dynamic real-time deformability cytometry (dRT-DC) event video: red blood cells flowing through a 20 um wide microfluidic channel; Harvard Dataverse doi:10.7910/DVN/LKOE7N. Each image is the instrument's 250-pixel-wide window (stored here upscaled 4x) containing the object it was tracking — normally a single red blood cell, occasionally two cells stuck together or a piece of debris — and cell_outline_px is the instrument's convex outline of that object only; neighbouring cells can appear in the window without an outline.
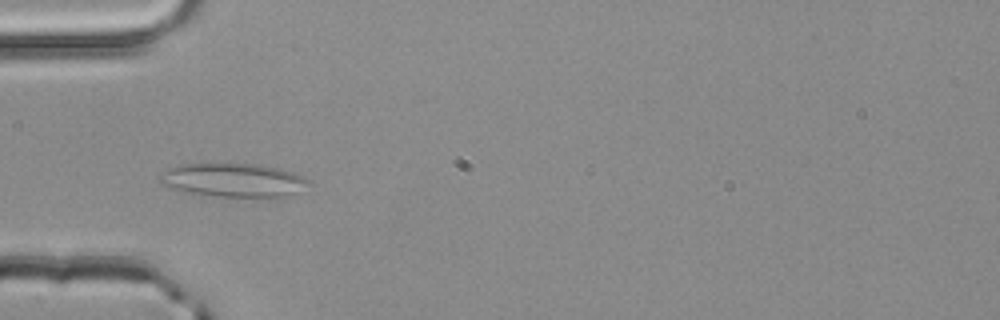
{"species": "common noctule bat (a hibernating species)", "species_latin": "Nyctalus noctula", "temperature_condition": "room temperature", "stored_images_in_passage": 52, "camera_frame_rate_fps": 3000, "um_per_image_px": 0.085, "animal": {"sex": "male", "body_mass_g": 20.4}, "frame": {"image": 1, "passage_image": 17, "time_ms": 5.333, "image_size_px": [1000, 320], "cell_outline_px": [[312, 180], [296, 192], [288, 196], [216, 196], [180, 192], [168, 188], [160, 184], [160, 176], [168, 168], [180, 164], [212, 160], [260, 164], [280, 168], [292, 172]], "centroid_in_image_um": [19.72, 15.25], "position_along_channel_um": 65.3, "area_um2": 30.23}}
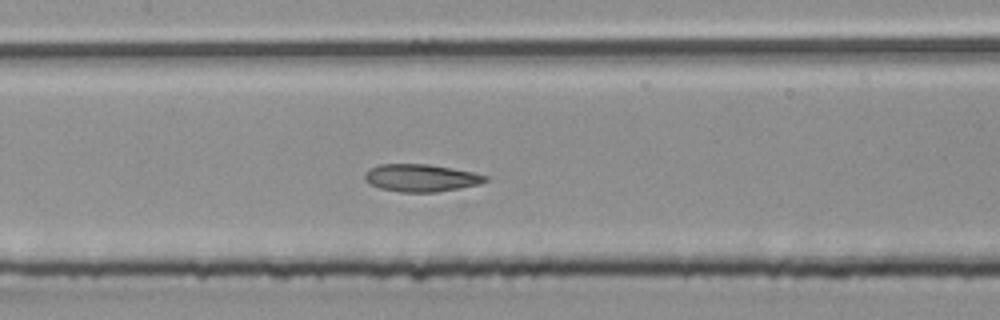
{"frame": {"image": 2, "passage_image": 25, "time_ms": 8.0, "image_size_px": [1000, 320], "cell_outline_px": [[488, 180], [480, 184], [460, 188], [436, 192], [400, 192], [380, 188], [364, 180], [364, 172], [368, 168], [380, 164], [428, 164], [452, 168], [472, 172], [488, 176]], "centroid_in_image_um": [35.77, 15.12], "position_along_channel_um": 171.6, "area_um2": 19.36}}
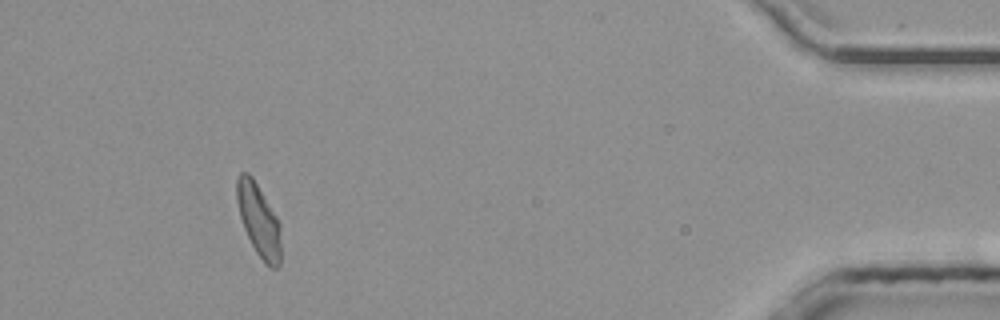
{"frame": {"image": 3, "passage_image": 48, "time_ms": 15.667, "image_size_px": [1000, 320], "cell_outline_px": [[280, 264], [276, 268], [272, 268], [256, 252], [244, 228], [240, 216], [236, 200], [236, 176], [240, 172], [248, 172], [252, 176], [276, 216], [280, 224]], "centroid_in_image_um": [21.97, 18.66], "position_along_channel_um": 413.2, "area_um2": 18.38}, "authors_computed_cell_mechanics": {"area_um2": 19.2763, "velocity_mm_per_s": 4.03, "shape_relaxation_time_tau1_ms": 9.5832, "shape_relaxation_time_tau2_ms": 1.9567, "deformation_change_tau1": 0.1843, "deformation_change_tau2": 0.0851}}